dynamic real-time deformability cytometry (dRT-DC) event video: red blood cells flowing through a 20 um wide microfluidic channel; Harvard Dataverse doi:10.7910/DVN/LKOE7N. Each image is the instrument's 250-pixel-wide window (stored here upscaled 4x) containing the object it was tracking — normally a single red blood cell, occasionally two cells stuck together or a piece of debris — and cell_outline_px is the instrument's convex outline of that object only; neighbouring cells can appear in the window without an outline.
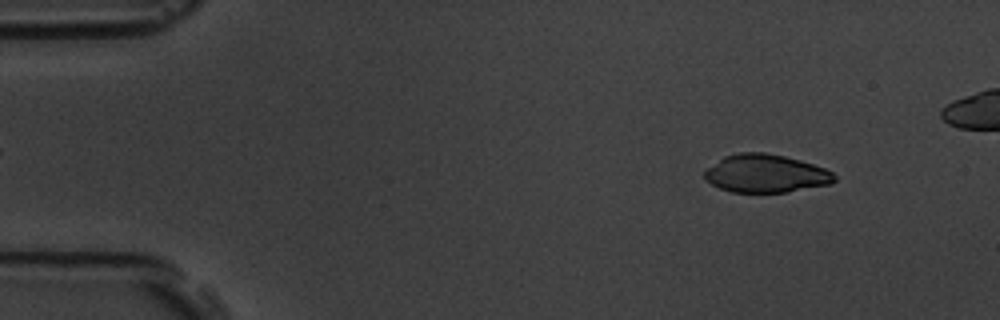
{"species": "common noctule bat (a hibernating species)", "species_latin": "Nyctalus noctula", "temperature_condition": "room temperature", "stored_images_in_passage": 4, "camera_frame_rate_fps": 3000, "um_per_image_px": 0.085, "animal": {"sex": "male", "body_mass_g": 19.5, "forearm_length_mm": 54.6}, "frame": {"image": 1, "passage_image": 1, "time_ms": 0.0, "image_size_px": [1000, 320], "cell_outline_px": [[836, 180], [832, 184], [788, 192], [732, 192], [720, 188], [712, 184], [704, 176], [704, 172], [708, 168], [724, 156], [740, 152], [764, 152], [784, 156], [800, 160], [824, 168], [832, 172], [836, 176]], "centroid_in_image_um": [65.12, 14.75], "position_along_channel_um": 19.9, "area_um2": 28.73}}